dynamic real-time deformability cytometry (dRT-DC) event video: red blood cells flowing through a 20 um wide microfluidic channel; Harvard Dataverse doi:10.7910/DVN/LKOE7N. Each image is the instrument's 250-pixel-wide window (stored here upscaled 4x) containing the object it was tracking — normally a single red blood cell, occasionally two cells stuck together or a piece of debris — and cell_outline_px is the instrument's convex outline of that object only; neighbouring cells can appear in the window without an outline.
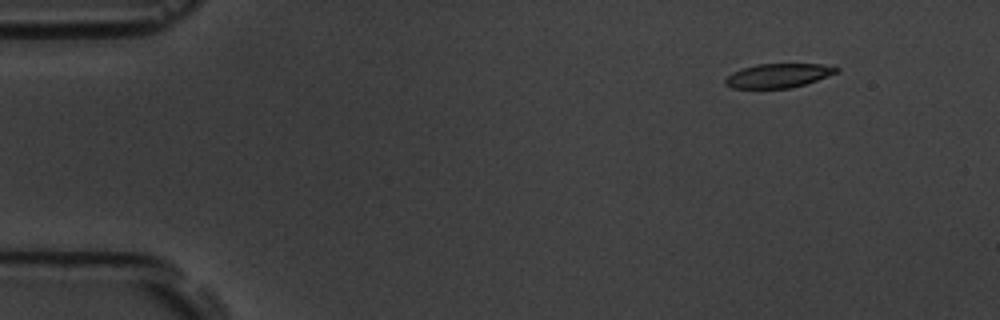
{"species": "common noctule bat (a hibernating species)", "species_latin": "Nyctalus noctula", "temperature_condition": "room temperature", "stored_images_in_passage": 5, "camera_frame_rate_fps": 3000, "um_per_image_px": 0.085, "animal": {"sex": "male", "body_mass_g": 19.5, "forearm_length_mm": 54.6}, "frame": {"image": 1, "passage_image": 1, "time_ms": 0.0, "image_size_px": [1000, 320], "cell_outline_px": [[840, 72], [792, 88], [732, 88], [724, 84], [724, 80], [732, 72], [756, 64], [820, 64], [840, 68]], "centroid_in_image_um": [66.15, 6.43], "position_along_channel_um": 18.8, "area_um2": 15.55}}
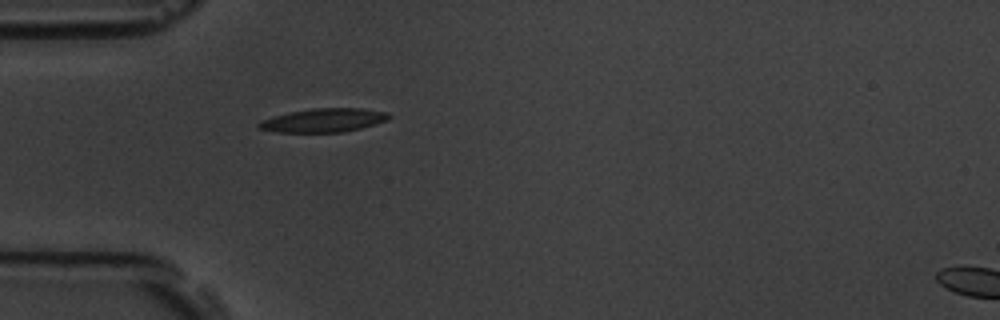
{"frame": {"image": 2, "passage_image": 4, "time_ms": 3.667, "image_size_px": [1000, 320], "cell_outline_px": [[392, 116], [388, 120], [360, 128], [344, 132], [280, 132], [256, 128], [256, 124], [260, 120], [272, 116], [312, 108], [360, 108], [388, 112]], "centroid_in_image_um": [27.5, 10.22], "position_along_channel_um": 57.5, "area_um2": 17.98}}